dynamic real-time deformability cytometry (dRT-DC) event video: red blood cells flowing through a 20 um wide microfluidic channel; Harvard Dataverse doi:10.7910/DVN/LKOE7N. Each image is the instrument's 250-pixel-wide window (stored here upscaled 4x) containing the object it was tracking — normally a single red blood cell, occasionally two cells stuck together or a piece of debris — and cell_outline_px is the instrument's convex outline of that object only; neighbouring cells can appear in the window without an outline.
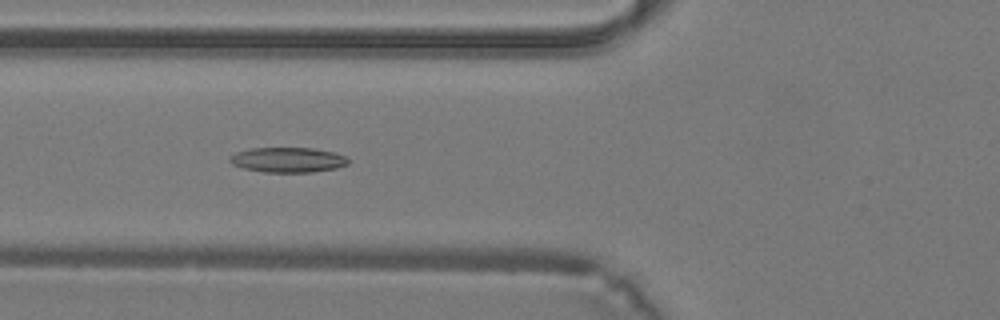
{"species": "common noctule bat (a hibernating species)", "species_latin": "Nyctalus noctula", "temperature_condition": "warm", "stored_images_in_passage": 40, "camera_frame_rate_fps": 3000, "um_per_image_px": 0.085, "animal": {"sex": "male", "body_mass_g": 19.2, "forearm_length_mm": 51.8}, "frame": {"image": 1, "passage_image": 16, "time_ms": 5.0, "image_size_px": [1000, 320], "cell_outline_px": [[348, 164], [336, 168], [312, 172], [264, 172], [244, 168], [232, 164], [228, 160], [228, 156], [236, 152], [252, 148], [312, 148], [332, 152], [344, 156], [348, 160]], "centroid_in_image_um": [24.42, 13.59], "position_along_channel_um": 101.4, "area_um2": 17.17}}
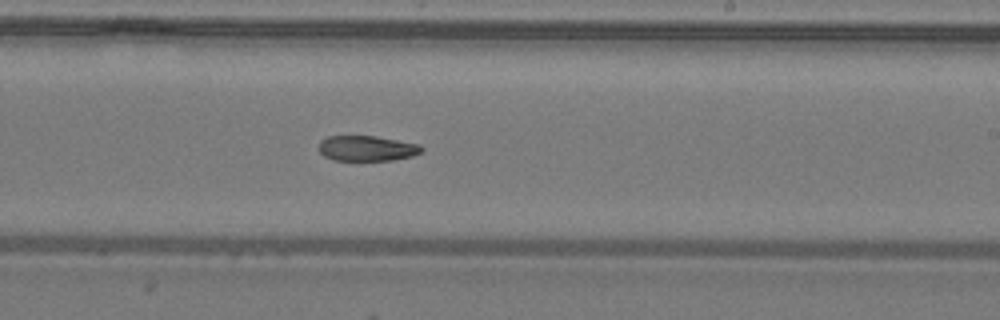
{"frame": {"image": 2, "passage_image": 25, "time_ms": 8.0, "image_size_px": [1000, 320], "cell_outline_px": [[424, 152], [412, 156], [392, 160], [332, 160], [324, 156], [320, 152], [320, 140], [328, 136], [376, 136], [420, 144], [424, 148]], "centroid_in_image_um": [31.22, 12.61], "position_along_channel_um": 257.8, "area_um2": 15.26}}
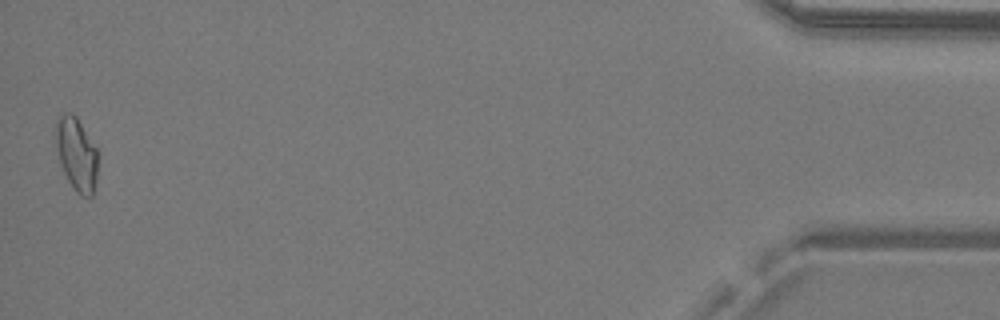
{"frame": {"image": 3, "passage_image": 40, "time_ms": 13.0, "image_size_px": [1000, 320], "cell_outline_px": [[100, 152], [96, 180], [92, 196], [80, 196], [76, 192], [68, 180], [60, 164], [52, 136], [56, 120], [60, 112], [72, 112], [76, 116]], "centroid_in_image_um": [6.48, 13.03], "position_along_channel_um": 428.7, "area_um2": 18.9}}